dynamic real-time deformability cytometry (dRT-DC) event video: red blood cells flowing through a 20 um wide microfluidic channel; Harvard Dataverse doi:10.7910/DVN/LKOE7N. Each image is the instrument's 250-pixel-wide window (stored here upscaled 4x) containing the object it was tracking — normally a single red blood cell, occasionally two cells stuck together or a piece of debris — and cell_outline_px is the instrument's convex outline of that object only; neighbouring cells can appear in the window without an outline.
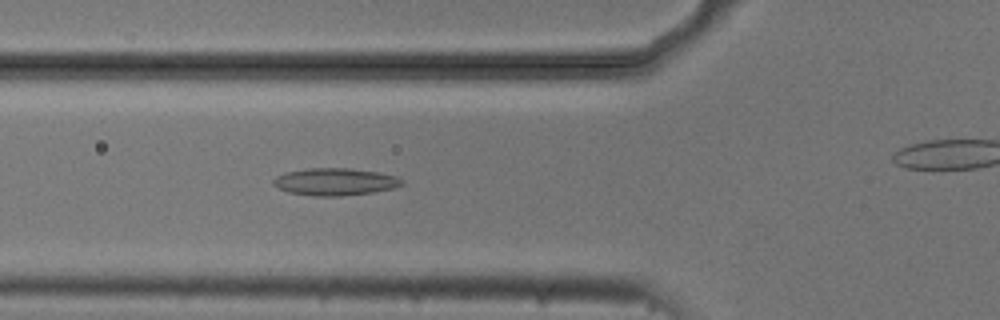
{"species": "common noctule bat (a hibernating species)", "species_latin": "Nyctalus noctula", "temperature_condition": "cold", "stored_images_in_passage": 7, "camera_frame_rate_fps": 3000, "um_per_image_px": 0.085, "animal": {"sex": "male", "body_mass_g": 20.5, "forearm_length_mm": 52.5}, "frame": {"image": 1, "passage_image": 6, "time_ms": 1.667, "image_size_px": [1000, 320], "cell_outline_px": [[404, 184], [396, 188], [372, 192], [340, 196], [316, 196], [288, 192], [272, 184], [272, 180], [276, 176], [284, 172], [308, 168], [348, 168], [380, 172], [396, 176], [404, 180]], "centroid_in_image_um": [28.5, 15.44], "position_along_channel_um": 97.3, "area_um2": 20.58}}